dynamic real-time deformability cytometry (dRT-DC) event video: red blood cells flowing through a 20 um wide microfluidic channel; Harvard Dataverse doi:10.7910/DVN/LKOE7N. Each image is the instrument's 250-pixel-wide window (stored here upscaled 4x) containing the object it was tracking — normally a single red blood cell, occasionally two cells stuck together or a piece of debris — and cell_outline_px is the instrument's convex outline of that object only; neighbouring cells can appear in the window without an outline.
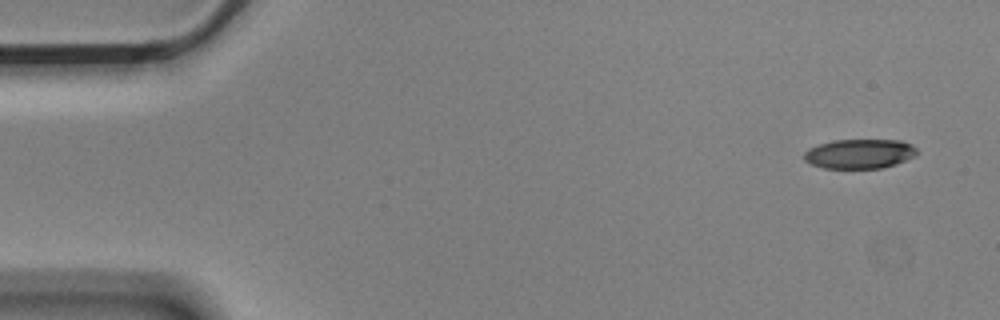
{"species": "Egyptian fruit bat (a non-hibernating species)", "species_latin": "Rousettus aegyptiacus", "temperature_condition": "cold", "stored_images_in_passage": 6, "camera_frame_rate_fps": 3000, "um_per_image_px": 0.085, "animal": {"sex": "male"}, "frame": {"image": 1, "passage_image": 1, "time_ms": 0.0, "image_size_px": [1000, 320], "cell_outline_px": [[916, 156], [896, 164], [880, 168], [824, 168], [812, 164], [804, 160], [804, 152], [820, 144], [832, 140], [900, 140], [912, 144], [916, 148]], "centroid_in_image_um": [73.09, 13.07], "position_along_channel_um": 11.9, "area_um2": 19.31}}
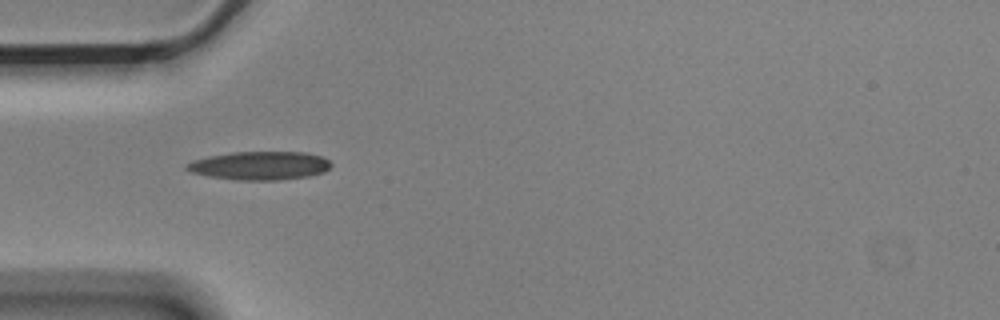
{"frame": {"image": 2, "passage_image": 5, "time_ms": 1.333, "image_size_px": [1000, 320], "cell_outline_px": [[332, 164], [324, 172], [308, 176], [280, 180], [236, 180], [208, 176], [192, 172], [184, 168], [184, 164], [192, 160], [208, 156], [232, 152], [304, 152], [320, 156], [328, 160]], "centroid_in_image_um": [22.04, 14.08], "position_along_channel_um": 63.0, "area_um2": 23.99}}
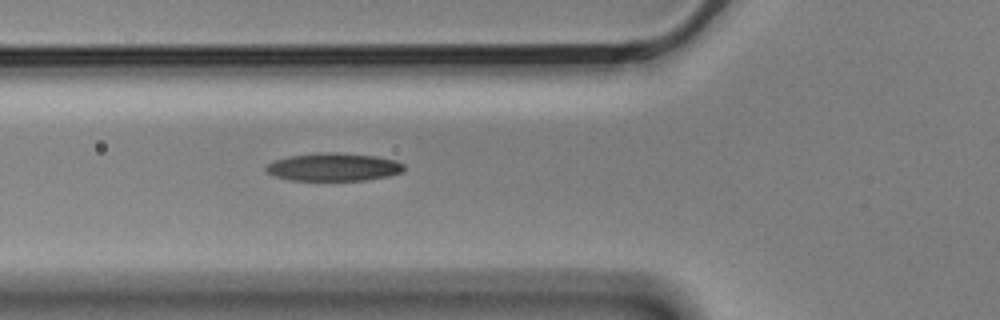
{"frame": {"image": 3, "passage_image": 6, "time_ms": 1.667, "image_size_px": [1000, 320], "cell_outline_px": [[404, 168], [400, 172], [388, 176], [368, 180], [292, 180], [272, 176], [264, 168], [272, 160], [288, 156], [328, 152], [336, 152], [376, 156], [396, 160], [404, 164]], "centroid_in_image_um": [28.33, 14.19], "position_along_channel_um": 97.5, "area_um2": 22.48}}